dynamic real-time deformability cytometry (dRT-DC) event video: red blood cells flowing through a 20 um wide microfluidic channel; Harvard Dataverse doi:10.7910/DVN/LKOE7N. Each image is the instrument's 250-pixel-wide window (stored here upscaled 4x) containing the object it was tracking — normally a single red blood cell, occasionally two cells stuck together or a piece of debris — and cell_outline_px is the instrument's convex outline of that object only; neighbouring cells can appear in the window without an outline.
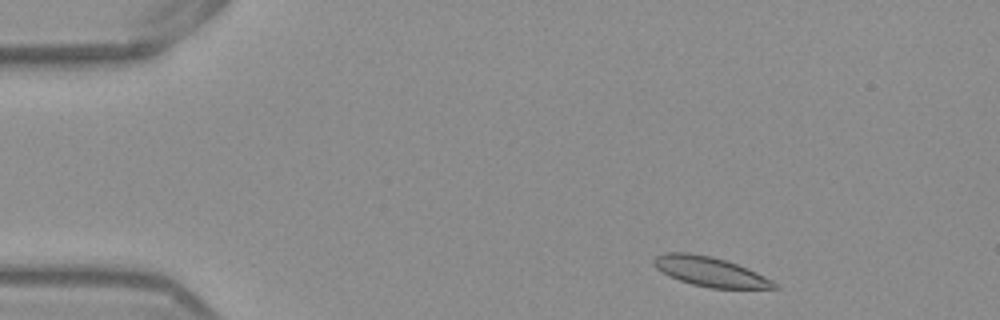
{"species": "Egyptian fruit bat (a non-hibernating species)", "species_latin": "Rousettus aegyptiacus", "temperature_condition": "warm", "stored_images_in_passage": 48, "camera_frame_rate_fps": 3000, "um_per_image_px": 0.085, "frame": {"image": 1, "passage_image": 3, "time_ms": 0.667, "image_size_px": [1000, 320], "cell_outline_px": [[780, 288], [708, 288], [692, 284], [668, 276], [656, 268], [652, 264], [652, 260], [656, 256], [664, 252], [688, 252], [712, 256], [736, 264], [756, 272], [772, 280]], "centroid_in_image_um": [60.3, 23.08], "position_along_channel_um": 24.7, "area_um2": 20.69}}
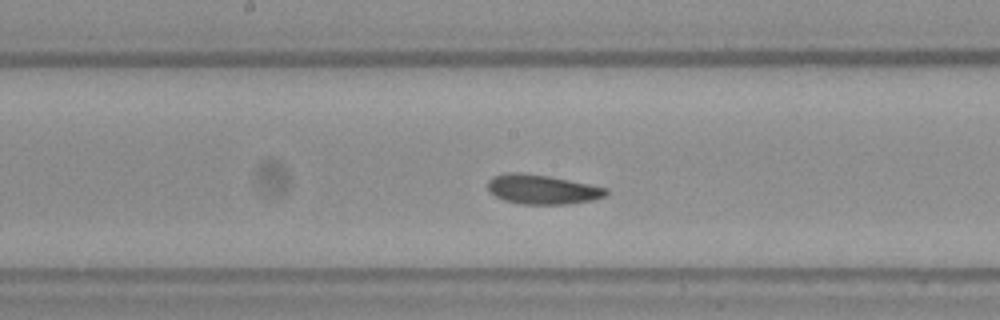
{"frame": {"image": 2, "passage_image": 23, "time_ms": 7.333, "image_size_px": [1000, 320], "cell_outline_px": [[608, 192], [604, 196], [592, 200], [568, 204], [520, 204], [504, 200], [488, 192], [488, 180], [492, 176], [508, 172], [520, 172], [548, 176], [608, 188]], "centroid_in_image_um": [46.04, 16.1], "position_along_channel_um": 202.2, "area_um2": 20.29}}
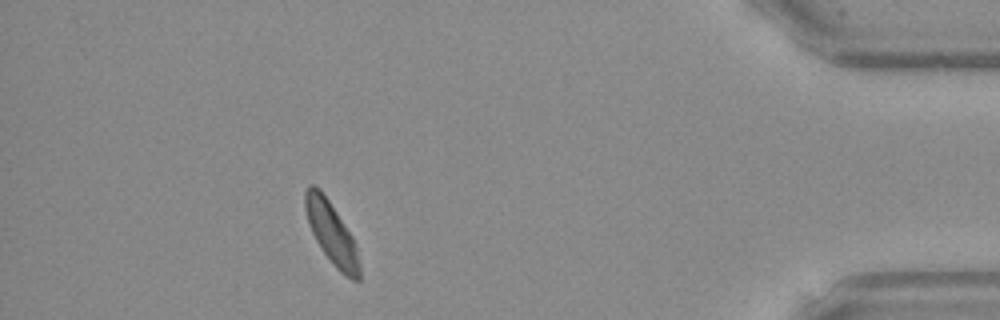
{"frame": {"image": 3, "passage_image": 43, "time_ms": 14.0, "image_size_px": [1000, 320], "cell_outline_px": [[360, 280], [352, 280], [344, 276], [332, 264], [316, 240], [312, 232], [304, 208], [304, 192], [308, 184], [312, 184], [328, 200], [352, 236], [356, 244], [360, 264]], "centroid_in_image_um": [28.2, 19.86], "position_along_channel_um": 407.0, "area_um2": 19.31}, "authors_computed_cell_mechanics": {"area_um2": 20.4612, "velocity_mm_per_s": 3.832, "shape_relaxation_time_tau1_ms": 7.752, "shape_relaxation_time_tau2_ms": 2.7117, "deformation_change_tau1": 0.1371, "deformation_change_tau2": 0.0923}}